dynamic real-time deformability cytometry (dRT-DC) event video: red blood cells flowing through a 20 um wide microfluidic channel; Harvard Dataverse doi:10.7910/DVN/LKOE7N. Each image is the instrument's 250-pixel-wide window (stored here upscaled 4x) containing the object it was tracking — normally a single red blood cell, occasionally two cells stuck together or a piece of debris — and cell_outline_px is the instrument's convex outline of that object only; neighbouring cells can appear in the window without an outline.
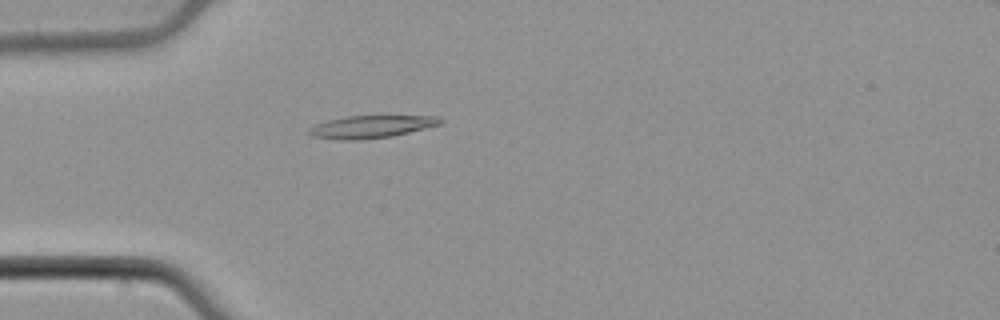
{"species": "common noctule bat (a hibernating species)", "species_latin": "Nyctalus noctula", "temperature_condition": "cold", "stored_images_in_passage": 43, "camera_frame_rate_fps": 3000, "um_per_image_px": 0.085, "animal": {"sex": "male", "body_mass_g": 21.5, "forearm_length_mm": 52.0}, "frame": {"image": 1, "passage_image": 6, "time_ms": 1.667, "image_size_px": [1000, 320], "cell_outline_px": [[444, 120], [440, 124], [392, 136], [360, 140], [340, 140], [312, 136], [308, 132], [308, 128], [316, 124], [328, 120], [348, 116], [436, 116]], "centroid_in_image_um": [31.52, 10.77], "position_along_channel_um": 53.5, "area_um2": 17.05}}
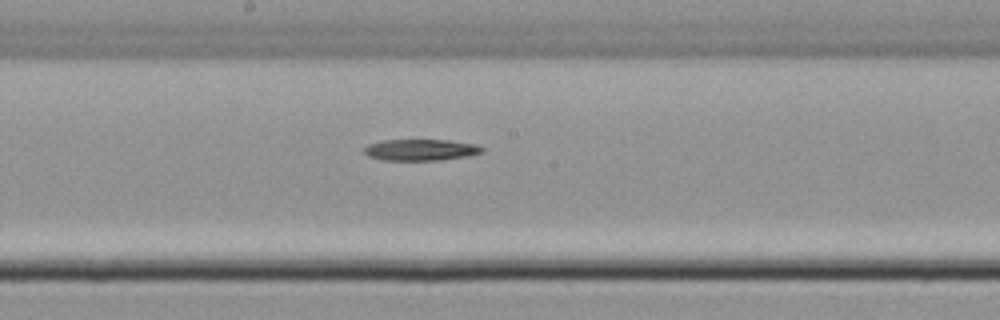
{"frame": {"image": 2, "passage_image": 19, "time_ms": 6.0, "image_size_px": [1000, 320], "cell_outline_px": [[484, 152], [468, 156], [440, 160], [380, 160], [368, 156], [364, 152], [364, 148], [368, 144], [384, 140], [448, 140], [476, 144], [484, 148]], "centroid_in_image_um": [35.77, 12.74], "position_along_channel_um": 212.4, "area_um2": 14.74}}
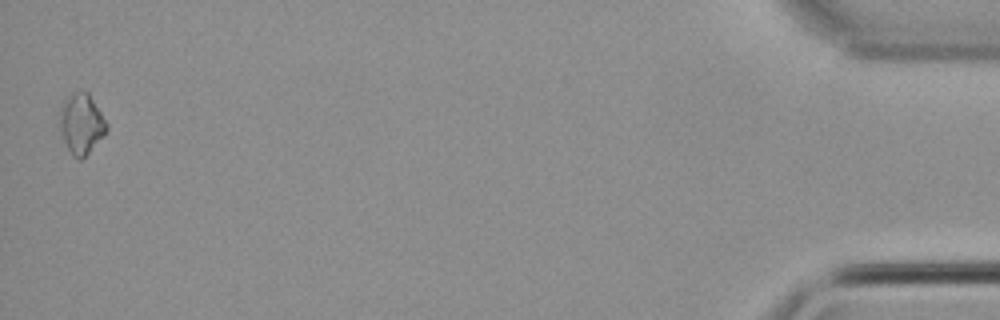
{"frame": {"image": 3, "passage_image": 43, "time_ms": 14.0, "image_size_px": [1000, 320], "cell_outline_px": [[108, 128], [104, 136], [80, 160], [72, 156], [64, 140], [60, 128], [60, 108], [64, 100], [72, 92], [88, 92], [108, 124]], "centroid_in_image_um": [6.92, 10.51], "position_along_channel_um": 428.3, "area_um2": 16.24}}